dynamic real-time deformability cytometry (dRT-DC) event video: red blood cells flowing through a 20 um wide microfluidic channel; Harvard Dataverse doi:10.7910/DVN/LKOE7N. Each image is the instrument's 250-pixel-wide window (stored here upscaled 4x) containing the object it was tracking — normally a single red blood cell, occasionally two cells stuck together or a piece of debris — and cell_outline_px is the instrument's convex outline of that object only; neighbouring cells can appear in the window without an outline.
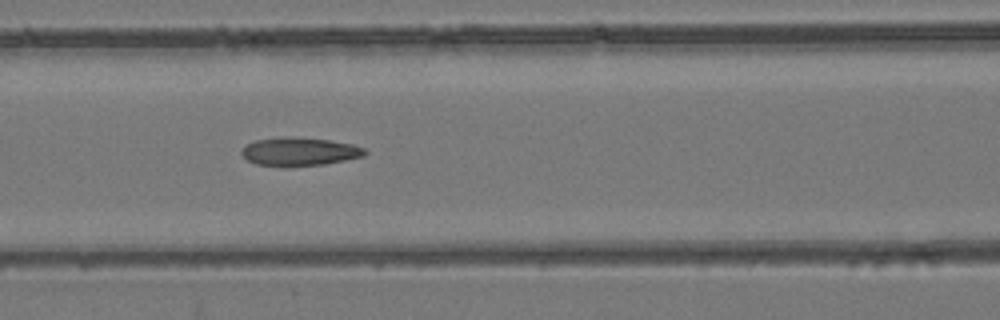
{"species": "common noctule bat (a hibernating species)", "species_latin": "Nyctalus noctula", "temperature_condition": "room temperature", "stored_images_in_passage": 25, "camera_frame_rate_fps": 3000, "um_per_image_px": 0.085, "animal": {"sex": "female", "body_mass_g": 24.6, "forearm_length_mm": 56.2}, "frame": {"image": 1, "passage_image": 24, "time_ms": 7.667, "image_size_px": [1000, 320], "cell_outline_px": [[368, 152], [364, 156], [324, 164], [256, 164], [248, 160], [240, 152], [248, 144], [256, 140], [280, 136], [292, 136], [328, 140], [352, 144], [364, 148]], "centroid_in_image_um": [25.49, 12.84], "position_along_channel_um": 141.1, "area_um2": 19.65}}